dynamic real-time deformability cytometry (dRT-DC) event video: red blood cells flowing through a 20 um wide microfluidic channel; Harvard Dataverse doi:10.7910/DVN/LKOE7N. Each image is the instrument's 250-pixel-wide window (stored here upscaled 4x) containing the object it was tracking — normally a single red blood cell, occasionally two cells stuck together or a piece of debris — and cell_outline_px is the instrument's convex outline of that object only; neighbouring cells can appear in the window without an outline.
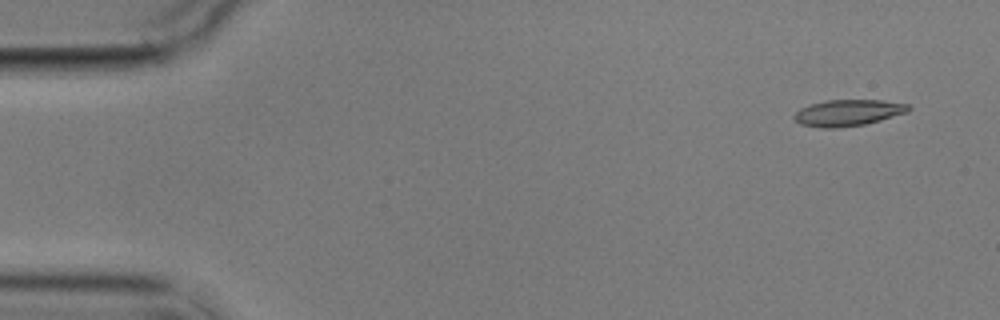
{"species": "common noctule bat (a hibernating species)", "species_latin": "Nyctalus noctula", "temperature_condition": "cold", "stored_images_in_passage": 6, "camera_frame_rate_fps": 3000, "um_per_image_px": 0.085, "animal": {"sex": "male", "body_mass_g": 17.9}, "frame": {"image": 1, "passage_image": 1, "time_ms": 0.0, "image_size_px": [1000, 320], "cell_outline_px": [[912, 108], [908, 112], [880, 120], [864, 124], [836, 128], [824, 128], [800, 124], [792, 116], [800, 108], [824, 100], [880, 100], [908, 104]], "centroid_in_image_um": [72.08, 9.58], "position_along_channel_um": 12.9, "area_um2": 17.46}}
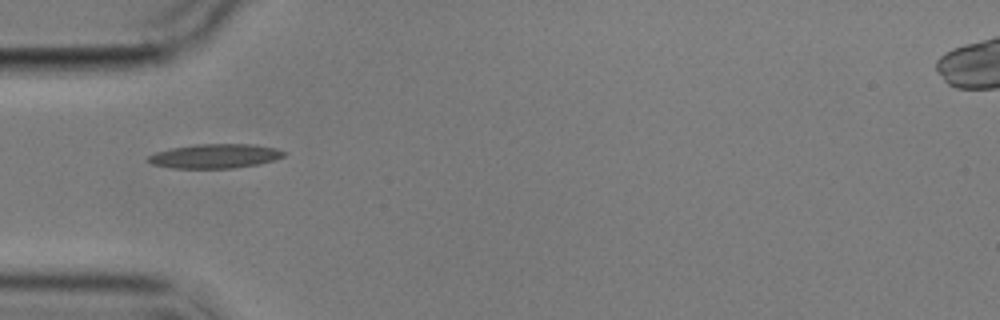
{"frame": {"image": 2, "passage_image": 5, "time_ms": 4.667, "image_size_px": [1000, 320], "cell_outline_px": [[284, 156], [260, 164], [232, 168], [172, 168], [152, 164], [148, 160], [148, 156], [156, 152], [172, 148], [196, 144], [252, 144], [276, 148], [284, 152]], "centroid_in_image_um": [18.27, 13.26], "position_along_channel_um": 66.7, "area_um2": 19.02}}
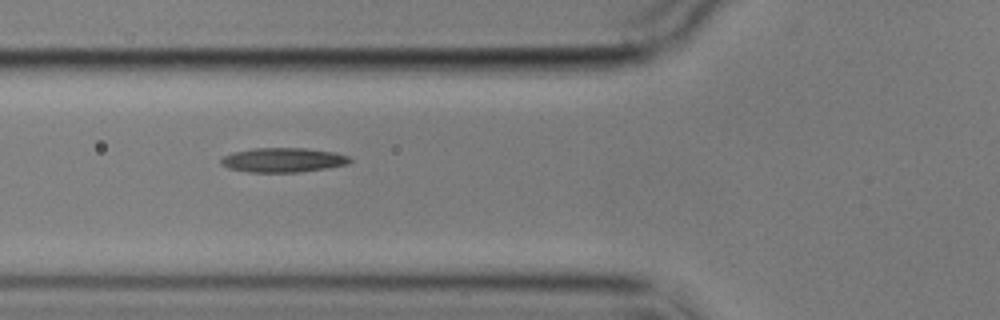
{"frame": {"image": 3, "passage_image": 6, "time_ms": 5.667, "image_size_px": [1000, 320], "cell_outline_px": [[352, 160], [348, 164], [328, 168], [300, 172], [248, 172], [228, 168], [220, 164], [220, 160], [224, 156], [232, 152], [256, 148], [308, 148], [336, 152], [348, 156]], "centroid_in_image_um": [24.08, 13.6], "position_along_channel_um": 101.7, "area_um2": 18.5}}